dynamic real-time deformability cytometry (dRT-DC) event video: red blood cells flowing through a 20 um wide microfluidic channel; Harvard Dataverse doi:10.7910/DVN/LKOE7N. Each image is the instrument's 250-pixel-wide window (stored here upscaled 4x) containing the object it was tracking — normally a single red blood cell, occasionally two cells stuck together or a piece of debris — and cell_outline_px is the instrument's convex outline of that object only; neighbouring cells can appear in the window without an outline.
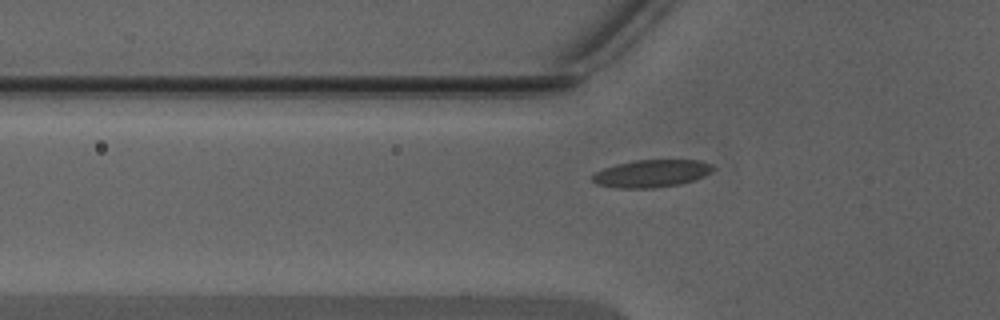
{"species": "Egyptian fruit bat (a non-hibernating species)", "species_latin": "Rousettus aegyptiacus", "temperature_condition": "warm", "stored_images_in_passage": 33, "camera_frame_rate_fps": 3000, "um_per_image_px": 0.085, "animal": {"sex": "male"}, "frame": {"image": 1, "passage_image": 6, "time_ms": 1.667, "image_size_px": [1000, 320], "cell_outline_px": [[716, 168], [704, 176], [680, 184], [652, 188], [616, 188], [596, 184], [592, 180], [592, 176], [596, 172], [604, 168], [616, 164], [636, 160], [700, 160], [712, 164]], "centroid_in_image_um": [55.38, 14.74], "position_along_channel_um": 70.4, "area_um2": 19.31}}
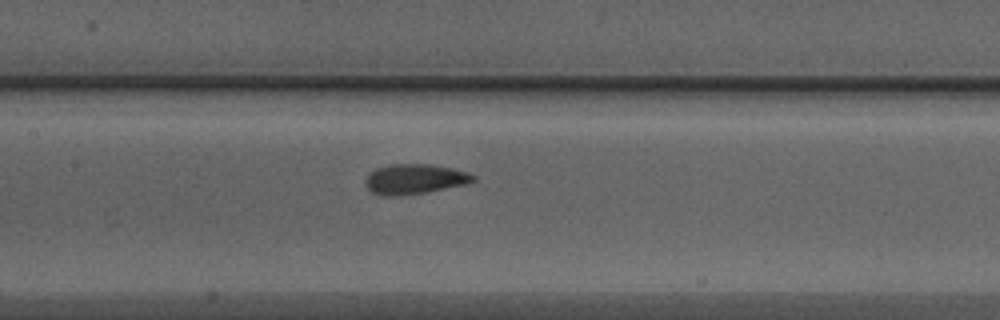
{"frame": {"image": 2, "passage_image": 13, "time_ms": 4.0, "image_size_px": [1000, 320], "cell_outline_px": [[476, 180], [464, 184], [428, 192], [400, 196], [380, 196], [372, 192], [364, 184], [364, 180], [368, 172], [376, 168], [388, 164], [432, 164], [452, 168], [468, 172], [476, 176]], "centroid_in_image_um": [35.19, 15.22], "position_along_channel_um": 172.2, "area_um2": 19.19}}
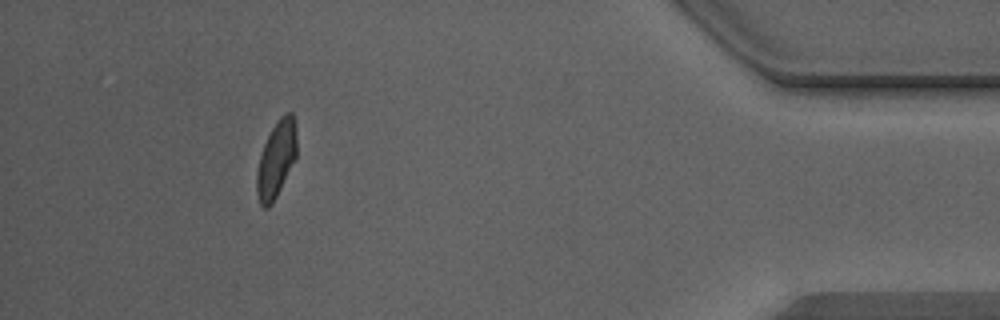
{"frame": {"image": 3, "passage_image": 33, "time_ms": 10.667, "image_size_px": [1000, 320], "cell_outline_px": [[296, 156], [272, 204], [268, 208], [264, 208], [260, 204], [256, 192], [256, 172], [260, 156], [264, 144], [272, 128], [280, 116], [284, 112], [292, 112], [296, 132]], "centroid_in_image_um": [23.46, 13.54], "position_along_channel_um": 411.7, "area_um2": 17.57}, "authors_computed_cell_mechanics": {"area_um2": 18.207, "velocity_mm_per_s": 4.3756, "shape_relaxation_time_tau1_ms": 5.5892, "shape_relaxation_time_tau2_ms": 1.0921, "deformation_change_tau1": 0.1741, "deformation_change_tau2": 0.0707}}